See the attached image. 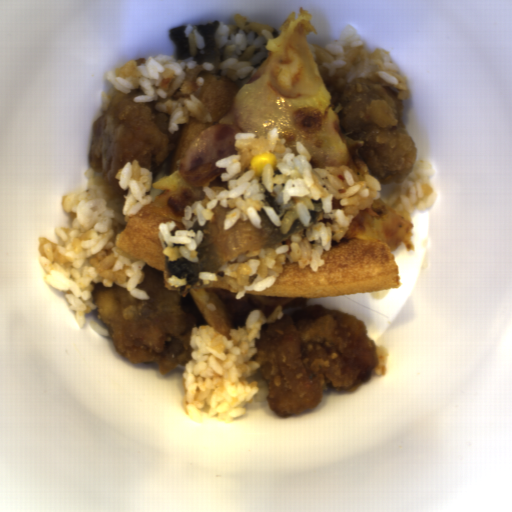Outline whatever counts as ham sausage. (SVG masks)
I'll return each mask as SVG.
<instances>
[{"mask_svg":"<svg viewBox=\"0 0 512 512\" xmlns=\"http://www.w3.org/2000/svg\"><path fill=\"white\" fill-rule=\"evenodd\" d=\"M243 133L233 122L209 126L197 136L186 149L178 173L191 187H204L210 184H223L222 173L226 167L215 163L230 155H238L235 147V134Z\"/></svg>","mask_w":512,"mask_h":512,"instance_id":"1","label":"ham sausage"}]
</instances>
